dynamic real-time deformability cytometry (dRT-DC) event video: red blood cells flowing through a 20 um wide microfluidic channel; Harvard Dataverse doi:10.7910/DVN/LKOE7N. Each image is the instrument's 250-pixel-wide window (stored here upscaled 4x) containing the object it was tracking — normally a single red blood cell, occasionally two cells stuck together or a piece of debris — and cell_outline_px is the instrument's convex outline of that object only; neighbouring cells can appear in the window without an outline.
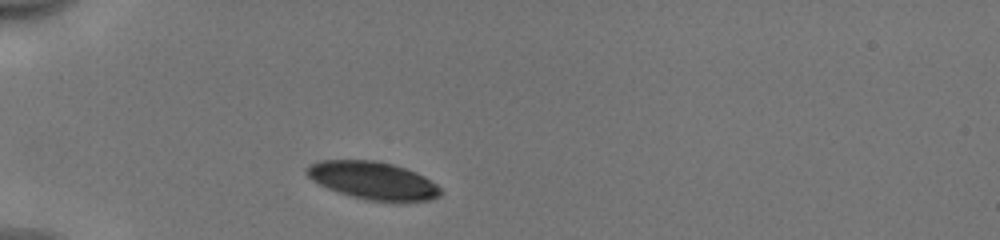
{"species": "human", "species_latin": "Homo sapiens", "temperature_condition": "cold", "stored_images_in_passage": 31, "camera_frame_rate_fps": 3000, "um_per_image_px": 0.085, "donor": {"sex": "male"}, "frame": {"image": 1, "passage_image": 1, "time_ms": 0.0, "image_size_px": [1000, 240], "cell_outline_px": [[440, 196], [432, 200], [392, 204], [368, 200], [352, 196], [328, 188], [312, 180], [304, 172], [304, 168], [308, 164], [316, 160], [376, 160], [392, 164], [416, 172], [424, 176], [436, 184], [440, 188]], "centroid_in_image_um": [31.71, 15.36], "position_along_channel_um": 53.3, "area_um2": 30.06}}
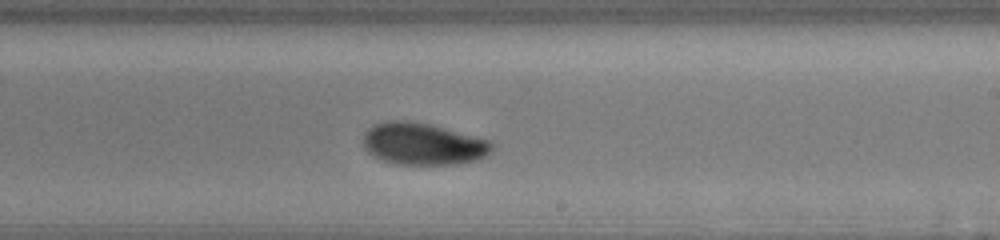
{"frame": {"image": 2, "passage_image": 18, "time_ms": 5.667, "image_size_px": [1000, 240], "cell_outline_px": [[496, 148], [492, 152], [476, 160], [456, 164], [396, 164], [384, 160], [368, 152], [364, 148], [364, 132], [368, 128], [384, 120], [408, 120], [428, 124], [444, 128], [488, 140]], "centroid_in_image_um": [35.95, 12.23], "position_along_channel_um": 253.1, "area_um2": 31.27}}
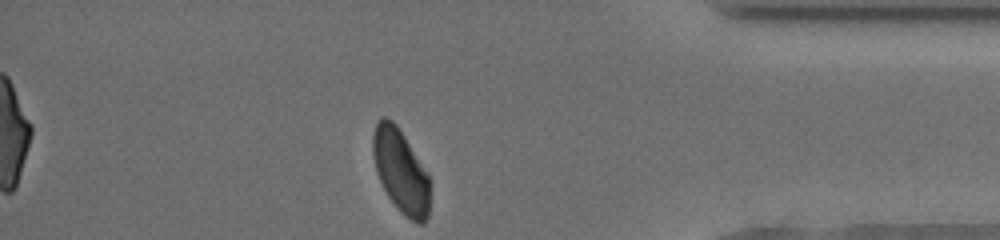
{"frame": {"image": 3, "passage_image": 31, "time_ms": 10.0, "image_size_px": [1000, 240], "cell_outline_px": [[428, 216], [424, 224], [420, 224], [404, 216], [400, 212], [388, 196], [376, 172], [372, 152], [372, 136], [376, 124], [380, 116], [384, 116], [392, 120], [396, 124], [428, 172]], "centroid_in_image_um": [34.04, 14.52], "position_along_channel_um": 401.2, "area_um2": 27.63}, "authors_computed_cell_mechanics": {"area_um2": 31.3276, "velocity_mm_per_s": 3.9355, "shape_relaxation_time_tau1_ms": 2.475, "shape_relaxation_time_tau2_ms": 2.2538, "deformation_change_tau1": 0.1016, "deformation_change_tau2": 0.0508}}